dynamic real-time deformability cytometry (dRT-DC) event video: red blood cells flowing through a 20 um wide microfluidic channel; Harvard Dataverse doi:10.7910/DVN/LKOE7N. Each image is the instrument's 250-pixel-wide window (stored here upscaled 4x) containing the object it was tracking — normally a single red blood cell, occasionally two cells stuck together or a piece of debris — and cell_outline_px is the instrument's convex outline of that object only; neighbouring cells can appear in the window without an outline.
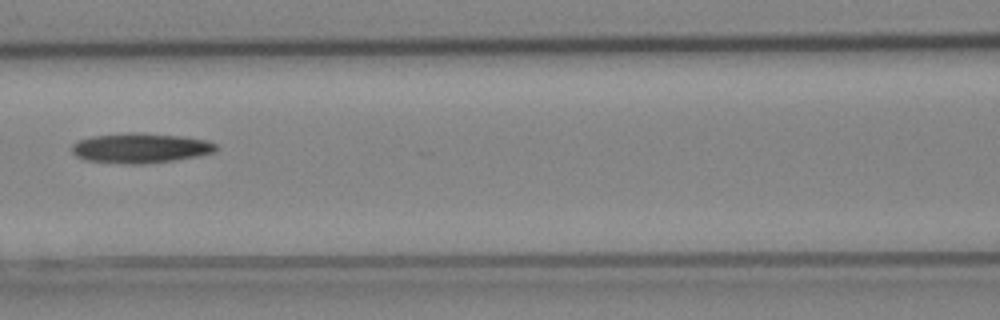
{"species": "Egyptian fruit bat (a non-hibernating species)", "species_latin": "Rousettus aegyptiacus", "temperature_condition": "cold", "stored_images_in_passage": 3, "camera_frame_rate_fps": 3000, "um_per_image_px": 0.085, "animal": {"sex": "female"}, "frame": {"image": 1, "passage_image": 3, "time_ms": 0.667, "image_size_px": [1000, 320], "cell_outline_px": [[216, 148], [212, 152], [196, 156], [172, 160], [140, 164], [128, 164], [88, 160], [76, 156], [72, 152], [72, 144], [80, 140], [92, 136], [128, 132], [140, 132], [180, 136], [208, 140], [216, 144]], "centroid_in_image_um": [11.91, 12.57], "position_along_channel_um": 154.7, "area_um2": 24.85}}